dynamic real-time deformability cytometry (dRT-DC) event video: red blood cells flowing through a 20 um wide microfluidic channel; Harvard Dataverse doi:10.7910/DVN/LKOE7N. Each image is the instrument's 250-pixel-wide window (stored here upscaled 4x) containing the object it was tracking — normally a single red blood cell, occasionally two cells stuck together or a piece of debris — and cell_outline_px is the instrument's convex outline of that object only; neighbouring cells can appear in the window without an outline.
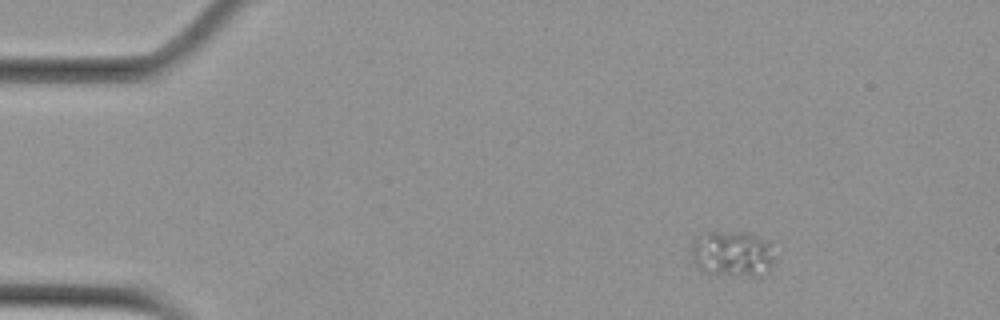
{"species": "Egyptian fruit bat (a non-hibernating species)", "species_latin": "Rousettus aegyptiacus", "temperature_condition": "cold", "stored_images_in_passage": 8, "camera_frame_rate_fps": 3000, "um_per_image_px": 0.085, "animal": {"sex": "female"}, "frame": {"image": 1, "passage_image": 1, "time_ms": 0.0, "image_size_px": [1000, 320], "cell_outline_px": [[772, 260], [768, 272], [756, 276], [732, 276], [704, 272], [692, 260], [692, 244], [696, 240], [708, 232], [748, 232], [768, 240]], "centroid_in_image_um": [62.25, 21.58], "position_along_channel_um": 22.8, "area_um2": 21.96}}
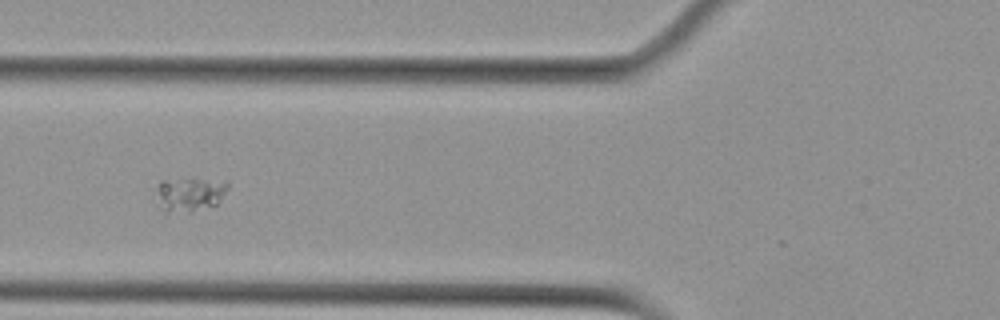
{"frame": {"image": 2, "passage_image": 5, "time_ms": 4.667, "image_size_px": [1000, 320], "cell_outline_px": [[228, 188], [216, 204], [212, 208], [192, 212], [164, 212], [160, 208], [156, 188], [160, 180], [196, 176], [228, 180]], "centroid_in_image_um": [16.16, 16.46], "position_along_channel_um": 109.6, "area_um2": 15.2}}
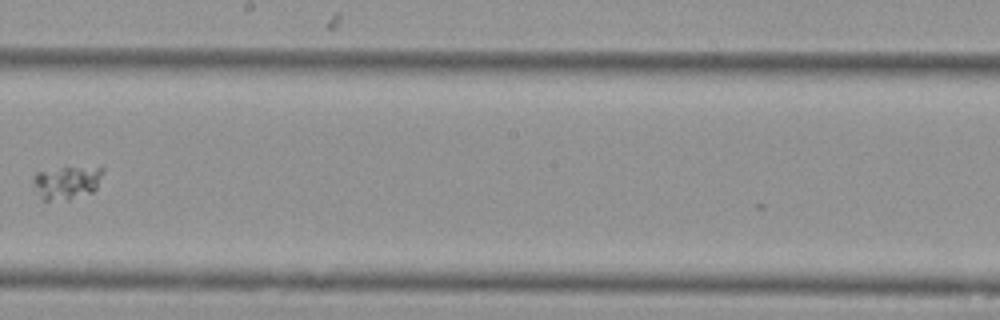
{"frame": {"image": 3, "passage_image": 8, "time_ms": 8.333, "image_size_px": [1000, 320], "cell_outline_px": [[104, 172], [96, 188], [92, 192], [68, 200], [40, 200], [32, 180], [36, 172], [60, 168], [100, 164], [104, 168]], "centroid_in_image_um": [5.73, 15.47], "position_along_channel_um": 242.5, "area_um2": 13.99}}